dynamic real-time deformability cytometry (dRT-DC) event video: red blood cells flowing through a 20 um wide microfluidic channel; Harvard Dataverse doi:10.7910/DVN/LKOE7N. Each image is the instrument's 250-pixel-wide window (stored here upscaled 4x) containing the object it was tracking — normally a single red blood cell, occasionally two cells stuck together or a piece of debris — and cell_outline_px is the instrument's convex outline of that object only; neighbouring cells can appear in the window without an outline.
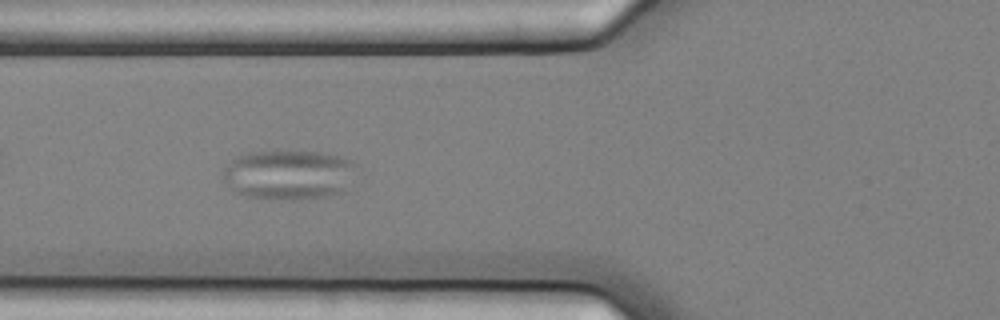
{"species": "common noctule bat (a hibernating species)", "species_latin": "Nyctalus noctula", "temperature_condition": "cold", "stored_images_in_passage": 8, "camera_frame_rate_fps": 3000, "um_per_image_px": 0.085, "animal": {"sex": "female", "body_mass_g": 25.1}, "frame": {"image": 1, "passage_image": 7, "time_ms": 2.0, "image_size_px": [1000, 320], "cell_outline_px": [[356, 164], [344, 192], [324, 196], [300, 200], [284, 200], [248, 196], [236, 192], [232, 188], [224, 176], [224, 168], [240, 152], [276, 148], [320, 152], [352, 160]], "centroid_in_image_um": [24.51, 14.79], "position_along_channel_um": 101.3, "area_um2": 39.3}}
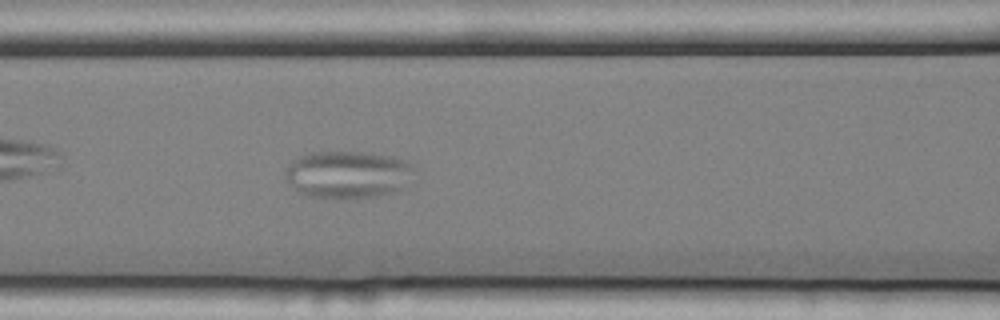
{"frame": {"image": 2, "passage_image": 8, "time_ms": 2.333, "image_size_px": [1000, 320], "cell_outline_px": [[412, 168], [400, 192], [372, 196], [308, 196], [300, 192], [288, 180], [284, 172], [292, 160], [300, 156], [312, 152], [360, 152], [388, 156], [404, 160], [412, 164]], "centroid_in_image_um": [29.54, 14.8], "position_along_channel_um": 137.1, "area_um2": 34.33}}